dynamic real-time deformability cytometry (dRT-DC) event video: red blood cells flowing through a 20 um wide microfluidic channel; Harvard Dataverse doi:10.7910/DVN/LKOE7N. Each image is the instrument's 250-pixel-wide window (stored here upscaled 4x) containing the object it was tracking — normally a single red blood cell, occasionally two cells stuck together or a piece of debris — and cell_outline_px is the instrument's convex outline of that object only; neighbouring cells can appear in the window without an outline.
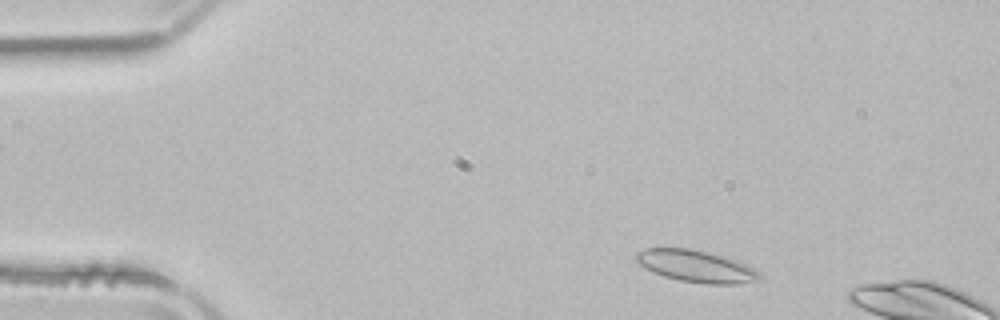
{"species": "common noctule bat (a hibernating species)", "species_latin": "Nyctalus noctula", "temperature_condition": "room temperature", "stored_images_in_passage": 6, "camera_frame_rate_fps": 3000, "um_per_image_px": 0.085, "animal": {"sex": "male", "body_mass_g": 21.5, "forearm_length_mm": 52.0}, "frame": {"image": 1, "passage_image": 2, "time_ms": 0.333, "image_size_px": [1000, 320], "cell_outline_px": [[764, 280], [736, 284], [708, 284], [680, 280], [664, 276], [652, 272], [644, 268], [632, 256], [636, 252], [644, 248], [692, 248], [724, 256], [736, 260], [760, 272], [764, 276]], "centroid_in_image_um": [59.18, 22.62], "position_along_channel_um": 25.8, "area_um2": 23.29}}